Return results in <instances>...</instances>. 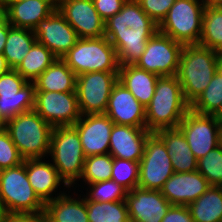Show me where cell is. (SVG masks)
<instances>
[{
  "label": "cell",
  "instance_id": "cell-1",
  "mask_svg": "<svg viewBox=\"0 0 222 222\" xmlns=\"http://www.w3.org/2000/svg\"><path fill=\"white\" fill-rule=\"evenodd\" d=\"M158 25L136 0H127L121 10L105 21V37L115 47L119 65H135Z\"/></svg>",
  "mask_w": 222,
  "mask_h": 222
},
{
  "label": "cell",
  "instance_id": "cell-2",
  "mask_svg": "<svg viewBox=\"0 0 222 222\" xmlns=\"http://www.w3.org/2000/svg\"><path fill=\"white\" fill-rule=\"evenodd\" d=\"M220 53L200 44H184L177 78L185 101L191 105L207 88L218 70Z\"/></svg>",
  "mask_w": 222,
  "mask_h": 222
},
{
  "label": "cell",
  "instance_id": "cell-3",
  "mask_svg": "<svg viewBox=\"0 0 222 222\" xmlns=\"http://www.w3.org/2000/svg\"><path fill=\"white\" fill-rule=\"evenodd\" d=\"M189 109L177 76H159L153 98L145 108L146 129L156 132L159 129L178 128Z\"/></svg>",
  "mask_w": 222,
  "mask_h": 222
},
{
  "label": "cell",
  "instance_id": "cell-4",
  "mask_svg": "<svg viewBox=\"0 0 222 222\" xmlns=\"http://www.w3.org/2000/svg\"><path fill=\"white\" fill-rule=\"evenodd\" d=\"M5 129L24 159L42 158L49 154L53 127L35 110L10 119Z\"/></svg>",
  "mask_w": 222,
  "mask_h": 222
},
{
  "label": "cell",
  "instance_id": "cell-5",
  "mask_svg": "<svg viewBox=\"0 0 222 222\" xmlns=\"http://www.w3.org/2000/svg\"><path fill=\"white\" fill-rule=\"evenodd\" d=\"M76 76L89 72H119L115 47L103 36L79 38L77 43L62 58Z\"/></svg>",
  "mask_w": 222,
  "mask_h": 222
},
{
  "label": "cell",
  "instance_id": "cell-6",
  "mask_svg": "<svg viewBox=\"0 0 222 222\" xmlns=\"http://www.w3.org/2000/svg\"><path fill=\"white\" fill-rule=\"evenodd\" d=\"M49 153L53 166L69 187L81 178L86 156L74 126L53 127Z\"/></svg>",
  "mask_w": 222,
  "mask_h": 222
},
{
  "label": "cell",
  "instance_id": "cell-7",
  "mask_svg": "<svg viewBox=\"0 0 222 222\" xmlns=\"http://www.w3.org/2000/svg\"><path fill=\"white\" fill-rule=\"evenodd\" d=\"M0 197L7 213H43L45 203L32 188L25 162L0 170Z\"/></svg>",
  "mask_w": 222,
  "mask_h": 222
},
{
  "label": "cell",
  "instance_id": "cell-8",
  "mask_svg": "<svg viewBox=\"0 0 222 222\" xmlns=\"http://www.w3.org/2000/svg\"><path fill=\"white\" fill-rule=\"evenodd\" d=\"M204 8V3L198 0H176L158 25V31L183 45L198 44Z\"/></svg>",
  "mask_w": 222,
  "mask_h": 222
},
{
  "label": "cell",
  "instance_id": "cell-9",
  "mask_svg": "<svg viewBox=\"0 0 222 222\" xmlns=\"http://www.w3.org/2000/svg\"><path fill=\"white\" fill-rule=\"evenodd\" d=\"M118 72H89L76 77V93L81 115L105 114Z\"/></svg>",
  "mask_w": 222,
  "mask_h": 222
},
{
  "label": "cell",
  "instance_id": "cell-10",
  "mask_svg": "<svg viewBox=\"0 0 222 222\" xmlns=\"http://www.w3.org/2000/svg\"><path fill=\"white\" fill-rule=\"evenodd\" d=\"M171 160L163 140L152 132L147 137L144 154L139 162L138 187L160 190L174 173Z\"/></svg>",
  "mask_w": 222,
  "mask_h": 222
},
{
  "label": "cell",
  "instance_id": "cell-11",
  "mask_svg": "<svg viewBox=\"0 0 222 222\" xmlns=\"http://www.w3.org/2000/svg\"><path fill=\"white\" fill-rule=\"evenodd\" d=\"M182 48V43L157 31L135 65L158 76L177 75Z\"/></svg>",
  "mask_w": 222,
  "mask_h": 222
},
{
  "label": "cell",
  "instance_id": "cell-12",
  "mask_svg": "<svg viewBox=\"0 0 222 222\" xmlns=\"http://www.w3.org/2000/svg\"><path fill=\"white\" fill-rule=\"evenodd\" d=\"M178 128L197 160L221 144V122L213 115H204L189 109Z\"/></svg>",
  "mask_w": 222,
  "mask_h": 222
},
{
  "label": "cell",
  "instance_id": "cell-13",
  "mask_svg": "<svg viewBox=\"0 0 222 222\" xmlns=\"http://www.w3.org/2000/svg\"><path fill=\"white\" fill-rule=\"evenodd\" d=\"M34 110L52 127L73 126L81 117L76 92L35 91Z\"/></svg>",
  "mask_w": 222,
  "mask_h": 222
},
{
  "label": "cell",
  "instance_id": "cell-14",
  "mask_svg": "<svg viewBox=\"0 0 222 222\" xmlns=\"http://www.w3.org/2000/svg\"><path fill=\"white\" fill-rule=\"evenodd\" d=\"M37 42L45 45L57 58H63L79 37L73 27L56 8L33 29Z\"/></svg>",
  "mask_w": 222,
  "mask_h": 222
},
{
  "label": "cell",
  "instance_id": "cell-15",
  "mask_svg": "<svg viewBox=\"0 0 222 222\" xmlns=\"http://www.w3.org/2000/svg\"><path fill=\"white\" fill-rule=\"evenodd\" d=\"M57 9L79 38L105 36V21L97 13L92 0H58Z\"/></svg>",
  "mask_w": 222,
  "mask_h": 222
},
{
  "label": "cell",
  "instance_id": "cell-16",
  "mask_svg": "<svg viewBox=\"0 0 222 222\" xmlns=\"http://www.w3.org/2000/svg\"><path fill=\"white\" fill-rule=\"evenodd\" d=\"M113 125V121L106 114L81 115L73 126L77 129L86 157L109 153Z\"/></svg>",
  "mask_w": 222,
  "mask_h": 222
},
{
  "label": "cell",
  "instance_id": "cell-17",
  "mask_svg": "<svg viewBox=\"0 0 222 222\" xmlns=\"http://www.w3.org/2000/svg\"><path fill=\"white\" fill-rule=\"evenodd\" d=\"M130 222H161L172 206L160 190L135 187L125 198Z\"/></svg>",
  "mask_w": 222,
  "mask_h": 222
},
{
  "label": "cell",
  "instance_id": "cell-18",
  "mask_svg": "<svg viewBox=\"0 0 222 222\" xmlns=\"http://www.w3.org/2000/svg\"><path fill=\"white\" fill-rule=\"evenodd\" d=\"M105 114L114 124L146 128L145 107L119 81L113 86Z\"/></svg>",
  "mask_w": 222,
  "mask_h": 222
},
{
  "label": "cell",
  "instance_id": "cell-19",
  "mask_svg": "<svg viewBox=\"0 0 222 222\" xmlns=\"http://www.w3.org/2000/svg\"><path fill=\"white\" fill-rule=\"evenodd\" d=\"M211 185L198 171L174 172L160 189L171 205L188 206L204 194Z\"/></svg>",
  "mask_w": 222,
  "mask_h": 222
},
{
  "label": "cell",
  "instance_id": "cell-20",
  "mask_svg": "<svg viewBox=\"0 0 222 222\" xmlns=\"http://www.w3.org/2000/svg\"><path fill=\"white\" fill-rule=\"evenodd\" d=\"M151 133L146 128L114 124L110 134L109 154L113 158L140 162L147 137Z\"/></svg>",
  "mask_w": 222,
  "mask_h": 222
},
{
  "label": "cell",
  "instance_id": "cell-21",
  "mask_svg": "<svg viewBox=\"0 0 222 222\" xmlns=\"http://www.w3.org/2000/svg\"><path fill=\"white\" fill-rule=\"evenodd\" d=\"M7 19L11 26L33 30L56 8L58 0L5 1Z\"/></svg>",
  "mask_w": 222,
  "mask_h": 222
},
{
  "label": "cell",
  "instance_id": "cell-22",
  "mask_svg": "<svg viewBox=\"0 0 222 222\" xmlns=\"http://www.w3.org/2000/svg\"><path fill=\"white\" fill-rule=\"evenodd\" d=\"M24 162L29 182L44 203L56 198L51 193L55 192L60 182L63 181L64 186L69 187L52 163L42 162V158L24 159Z\"/></svg>",
  "mask_w": 222,
  "mask_h": 222
},
{
  "label": "cell",
  "instance_id": "cell-23",
  "mask_svg": "<svg viewBox=\"0 0 222 222\" xmlns=\"http://www.w3.org/2000/svg\"><path fill=\"white\" fill-rule=\"evenodd\" d=\"M166 145L174 172L197 171V159L192 154L187 139L179 128L159 129L155 132Z\"/></svg>",
  "mask_w": 222,
  "mask_h": 222
},
{
  "label": "cell",
  "instance_id": "cell-24",
  "mask_svg": "<svg viewBox=\"0 0 222 222\" xmlns=\"http://www.w3.org/2000/svg\"><path fill=\"white\" fill-rule=\"evenodd\" d=\"M159 76L136 65L120 66L118 81L121 82L135 98L146 108L153 98Z\"/></svg>",
  "mask_w": 222,
  "mask_h": 222
},
{
  "label": "cell",
  "instance_id": "cell-25",
  "mask_svg": "<svg viewBox=\"0 0 222 222\" xmlns=\"http://www.w3.org/2000/svg\"><path fill=\"white\" fill-rule=\"evenodd\" d=\"M74 199L61 193L45 203L44 214L48 222H89L85 197Z\"/></svg>",
  "mask_w": 222,
  "mask_h": 222
},
{
  "label": "cell",
  "instance_id": "cell-26",
  "mask_svg": "<svg viewBox=\"0 0 222 222\" xmlns=\"http://www.w3.org/2000/svg\"><path fill=\"white\" fill-rule=\"evenodd\" d=\"M76 77L66 62L57 58L33 83L35 91L76 92Z\"/></svg>",
  "mask_w": 222,
  "mask_h": 222
},
{
  "label": "cell",
  "instance_id": "cell-27",
  "mask_svg": "<svg viewBox=\"0 0 222 222\" xmlns=\"http://www.w3.org/2000/svg\"><path fill=\"white\" fill-rule=\"evenodd\" d=\"M188 208L194 222H222V188L211 185Z\"/></svg>",
  "mask_w": 222,
  "mask_h": 222
},
{
  "label": "cell",
  "instance_id": "cell-28",
  "mask_svg": "<svg viewBox=\"0 0 222 222\" xmlns=\"http://www.w3.org/2000/svg\"><path fill=\"white\" fill-rule=\"evenodd\" d=\"M33 30L13 27L9 24L3 56L11 69H16L36 42Z\"/></svg>",
  "mask_w": 222,
  "mask_h": 222
},
{
  "label": "cell",
  "instance_id": "cell-29",
  "mask_svg": "<svg viewBox=\"0 0 222 222\" xmlns=\"http://www.w3.org/2000/svg\"><path fill=\"white\" fill-rule=\"evenodd\" d=\"M57 57L43 44L35 42L15 69L27 82H33Z\"/></svg>",
  "mask_w": 222,
  "mask_h": 222
},
{
  "label": "cell",
  "instance_id": "cell-30",
  "mask_svg": "<svg viewBox=\"0 0 222 222\" xmlns=\"http://www.w3.org/2000/svg\"><path fill=\"white\" fill-rule=\"evenodd\" d=\"M35 85L25 84L15 95H0V116L5 122L21 113L34 110Z\"/></svg>",
  "mask_w": 222,
  "mask_h": 222
},
{
  "label": "cell",
  "instance_id": "cell-31",
  "mask_svg": "<svg viewBox=\"0 0 222 222\" xmlns=\"http://www.w3.org/2000/svg\"><path fill=\"white\" fill-rule=\"evenodd\" d=\"M218 53H222V7L204 8L202 35L199 43Z\"/></svg>",
  "mask_w": 222,
  "mask_h": 222
},
{
  "label": "cell",
  "instance_id": "cell-32",
  "mask_svg": "<svg viewBox=\"0 0 222 222\" xmlns=\"http://www.w3.org/2000/svg\"><path fill=\"white\" fill-rule=\"evenodd\" d=\"M89 222H130L126 201H86Z\"/></svg>",
  "mask_w": 222,
  "mask_h": 222
},
{
  "label": "cell",
  "instance_id": "cell-33",
  "mask_svg": "<svg viewBox=\"0 0 222 222\" xmlns=\"http://www.w3.org/2000/svg\"><path fill=\"white\" fill-rule=\"evenodd\" d=\"M222 103V73L218 69L207 88L190 105L194 112L214 115Z\"/></svg>",
  "mask_w": 222,
  "mask_h": 222
},
{
  "label": "cell",
  "instance_id": "cell-34",
  "mask_svg": "<svg viewBox=\"0 0 222 222\" xmlns=\"http://www.w3.org/2000/svg\"><path fill=\"white\" fill-rule=\"evenodd\" d=\"M113 157L107 154L87 156L81 178L87 184L110 180L112 176Z\"/></svg>",
  "mask_w": 222,
  "mask_h": 222
},
{
  "label": "cell",
  "instance_id": "cell-35",
  "mask_svg": "<svg viewBox=\"0 0 222 222\" xmlns=\"http://www.w3.org/2000/svg\"><path fill=\"white\" fill-rule=\"evenodd\" d=\"M197 162V171L207 179L210 185L219 186L222 183V144L198 159Z\"/></svg>",
  "mask_w": 222,
  "mask_h": 222
},
{
  "label": "cell",
  "instance_id": "cell-36",
  "mask_svg": "<svg viewBox=\"0 0 222 222\" xmlns=\"http://www.w3.org/2000/svg\"><path fill=\"white\" fill-rule=\"evenodd\" d=\"M111 179L130 192L135 187H138L139 162L113 158Z\"/></svg>",
  "mask_w": 222,
  "mask_h": 222
},
{
  "label": "cell",
  "instance_id": "cell-37",
  "mask_svg": "<svg viewBox=\"0 0 222 222\" xmlns=\"http://www.w3.org/2000/svg\"><path fill=\"white\" fill-rule=\"evenodd\" d=\"M91 186L86 201L118 202L125 200L128 191L114 180L88 184Z\"/></svg>",
  "mask_w": 222,
  "mask_h": 222
},
{
  "label": "cell",
  "instance_id": "cell-38",
  "mask_svg": "<svg viewBox=\"0 0 222 222\" xmlns=\"http://www.w3.org/2000/svg\"><path fill=\"white\" fill-rule=\"evenodd\" d=\"M24 162L6 129L0 130V170L16 167Z\"/></svg>",
  "mask_w": 222,
  "mask_h": 222
},
{
  "label": "cell",
  "instance_id": "cell-39",
  "mask_svg": "<svg viewBox=\"0 0 222 222\" xmlns=\"http://www.w3.org/2000/svg\"><path fill=\"white\" fill-rule=\"evenodd\" d=\"M141 9L159 25L176 0H136Z\"/></svg>",
  "mask_w": 222,
  "mask_h": 222
},
{
  "label": "cell",
  "instance_id": "cell-40",
  "mask_svg": "<svg viewBox=\"0 0 222 222\" xmlns=\"http://www.w3.org/2000/svg\"><path fill=\"white\" fill-rule=\"evenodd\" d=\"M28 82L15 70L0 75V95H15Z\"/></svg>",
  "mask_w": 222,
  "mask_h": 222
},
{
  "label": "cell",
  "instance_id": "cell-41",
  "mask_svg": "<svg viewBox=\"0 0 222 222\" xmlns=\"http://www.w3.org/2000/svg\"><path fill=\"white\" fill-rule=\"evenodd\" d=\"M100 17L106 21L118 13L127 0H92Z\"/></svg>",
  "mask_w": 222,
  "mask_h": 222
},
{
  "label": "cell",
  "instance_id": "cell-42",
  "mask_svg": "<svg viewBox=\"0 0 222 222\" xmlns=\"http://www.w3.org/2000/svg\"><path fill=\"white\" fill-rule=\"evenodd\" d=\"M161 222H194L188 206L172 205Z\"/></svg>",
  "mask_w": 222,
  "mask_h": 222
},
{
  "label": "cell",
  "instance_id": "cell-43",
  "mask_svg": "<svg viewBox=\"0 0 222 222\" xmlns=\"http://www.w3.org/2000/svg\"><path fill=\"white\" fill-rule=\"evenodd\" d=\"M0 222H46V217L44 212L38 214L6 213Z\"/></svg>",
  "mask_w": 222,
  "mask_h": 222
},
{
  "label": "cell",
  "instance_id": "cell-44",
  "mask_svg": "<svg viewBox=\"0 0 222 222\" xmlns=\"http://www.w3.org/2000/svg\"><path fill=\"white\" fill-rule=\"evenodd\" d=\"M8 31H9V22L8 19H6L0 25V54L3 53L4 51L5 43L8 37Z\"/></svg>",
  "mask_w": 222,
  "mask_h": 222
},
{
  "label": "cell",
  "instance_id": "cell-45",
  "mask_svg": "<svg viewBox=\"0 0 222 222\" xmlns=\"http://www.w3.org/2000/svg\"><path fill=\"white\" fill-rule=\"evenodd\" d=\"M7 19V4L5 0H0V25Z\"/></svg>",
  "mask_w": 222,
  "mask_h": 222
},
{
  "label": "cell",
  "instance_id": "cell-46",
  "mask_svg": "<svg viewBox=\"0 0 222 222\" xmlns=\"http://www.w3.org/2000/svg\"><path fill=\"white\" fill-rule=\"evenodd\" d=\"M11 68L8 65L7 61L5 60V57L3 56V53L0 54V75L2 73H5L9 71Z\"/></svg>",
  "mask_w": 222,
  "mask_h": 222
},
{
  "label": "cell",
  "instance_id": "cell-47",
  "mask_svg": "<svg viewBox=\"0 0 222 222\" xmlns=\"http://www.w3.org/2000/svg\"><path fill=\"white\" fill-rule=\"evenodd\" d=\"M207 7L222 6V0H201Z\"/></svg>",
  "mask_w": 222,
  "mask_h": 222
},
{
  "label": "cell",
  "instance_id": "cell-48",
  "mask_svg": "<svg viewBox=\"0 0 222 222\" xmlns=\"http://www.w3.org/2000/svg\"><path fill=\"white\" fill-rule=\"evenodd\" d=\"M6 210L3 206V203H2V200H1V197H0V221L5 217L6 215Z\"/></svg>",
  "mask_w": 222,
  "mask_h": 222
},
{
  "label": "cell",
  "instance_id": "cell-49",
  "mask_svg": "<svg viewBox=\"0 0 222 222\" xmlns=\"http://www.w3.org/2000/svg\"><path fill=\"white\" fill-rule=\"evenodd\" d=\"M216 119L222 122V103L218 109V111L213 115Z\"/></svg>",
  "mask_w": 222,
  "mask_h": 222
},
{
  "label": "cell",
  "instance_id": "cell-50",
  "mask_svg": "<svg viewBox=\"0 0 222 222\" xmlns=\"http://www.w3.org/2000/svg\"><path fill=\"white\" fill-rule=\"evenodd\" d=\"M6 122L3 120V118L0 116V130L5 129Z\"/></svg>",
  "mask_w": 222,
  "mask_h": 222
},
{
  "label": "cell",
  "instance_id": "cell-51",
  "mask_svg": "<svg viewBox=\"0 0 222 222\" xmlns=\"http://www.w3.org/2000/svg\"><path fill=\"white\" fill-rule=\"evenodd\" d=\"M218 69L222 73V55L221 54H220V57H219Z\"/></svg>",
  "mask_w": 222,
  "mask_h": 222
},
{
  "label": "cell",
  "instance_id": "cell-52",
  "mask_svg": "<svg viewBox=\"0 0 222 222\" xmlns=\"http://www.w3.org/2000/svg\"><path fill=\"white\" fill-rule=\"evenodd\" d=\"M221 144H222V122H221Z\"/></svg>",
  "mask_w": 222,
  "mask_h": 222
},
{
  "label": "cell",
  "instance_id": "cell-53",
  "mask_svg": "<svg viewBox=\"0 0 222 222\" xmlns=\"http://www.w3.org/2000/svg\"><path fill=\"white\" fill-rule=\"evenodd\" d=\"M5 1H24V0H5Z\"/></svg>",
  "mask_w": 222,
  "mask_h": 222
}]
</instances>
